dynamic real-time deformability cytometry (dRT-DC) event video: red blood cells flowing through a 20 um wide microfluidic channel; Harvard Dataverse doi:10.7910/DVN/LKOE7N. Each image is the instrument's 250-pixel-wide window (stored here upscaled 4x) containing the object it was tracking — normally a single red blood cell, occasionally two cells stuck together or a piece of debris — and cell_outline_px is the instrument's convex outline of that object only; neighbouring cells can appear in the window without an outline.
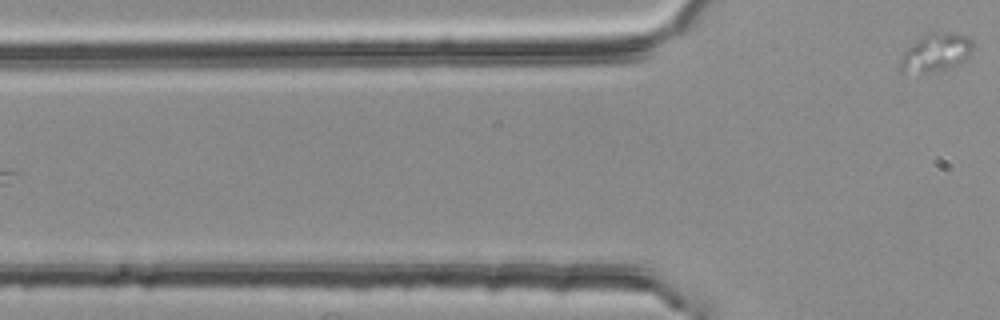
{"species": "common noctule bat (a hibernating species)", "species_latin": "Nyctalus noctula", "temperature_condition": "room temperature", "stored_images_in_passage": 4, "camera_frame_rate_fps": 3000, "um_per_image_px": 0.085, "animal": {"sex": "female", "body_mass_g": 25.1}, "frame": {"image": 1, "passage_image": 4, "time_ms": 1.0, "image_size_px": [1000, 320], "cell_outline_px": [[972, 52], [960, 64], [944, 72], [900, 72], [896, 68], [904, 52], [920, 36], [928, 32], [956, 32], [968, 36], [972, 40]], "centroid_in_image_um": [79.55, 4.48], "position_along_channel_um": 46.3, "area_um2": 16.76}}